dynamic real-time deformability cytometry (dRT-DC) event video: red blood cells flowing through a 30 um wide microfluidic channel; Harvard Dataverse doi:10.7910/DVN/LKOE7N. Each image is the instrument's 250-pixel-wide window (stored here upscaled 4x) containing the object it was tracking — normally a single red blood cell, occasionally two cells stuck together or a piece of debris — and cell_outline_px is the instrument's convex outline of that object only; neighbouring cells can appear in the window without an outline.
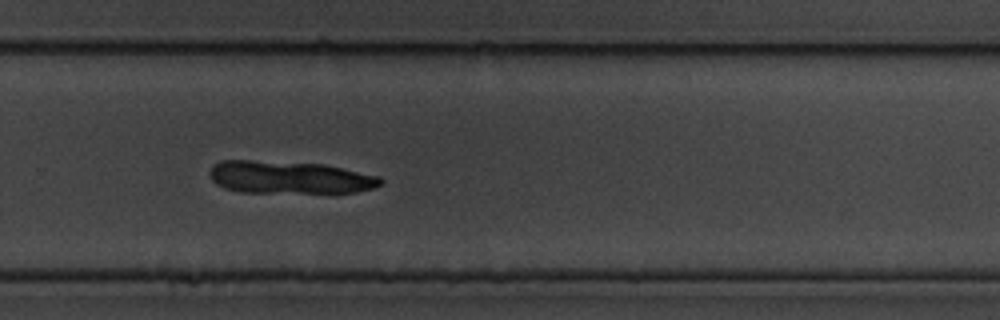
{"species": "common noctule bat (a hibernating species)", "species_latin": "Nyctalus noctula", "temperature_condition": "cold", "stored_images_in_passage": 41, "camera_frame_rate_fps": 3000, "um_per_image_px": 0.085, "animal": {"sex": "male", "body_mass_g": 19.5, "forearm_length_mm": 54.6}, "frame": {"image": 1, "passage_image": 22, "time_ms": 7.0, "image_size_px": [1000, 320], "cell_outline_px": [[384, 180], [380, 184], [372, 188], [356, 192], [240, 192], [224, 188], [216, 184], [212, 180], [208, 172], [212, 164], [220, 160], [252, 160], [324, 164], [380, 176]], "centroid_in_image_um": [24.55, 15.06], "position_along_channel_um": 305.2, "area_um2": 32.54}}
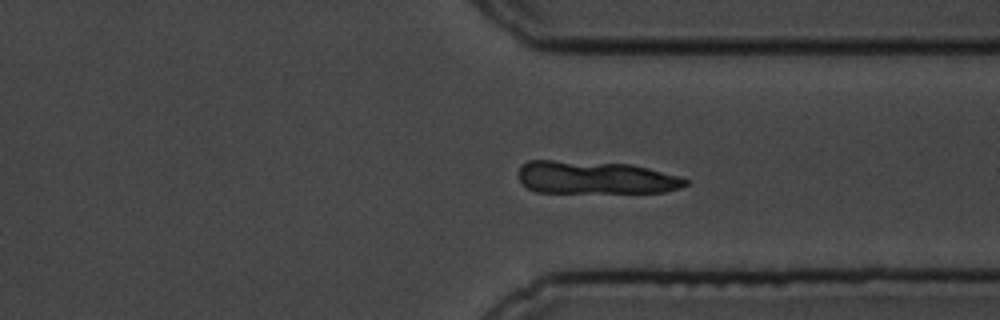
{"frame": {"image": 2, "passage_image": 27, "time_ms": 8.667, "image_size_px": [1000, 320], "cell_outline_px": [[688, 184], [680, 188], [664, 192], [536, 192], [528, 188], [520, 180], [520, 164], [528, 160], [552, 160], [632, 164], [684, 176], [688, 180]], "centroid_in_image_um": [50.66, 15.08], "position_along_channel_um": 360.7, "area_um2": 32.14}}
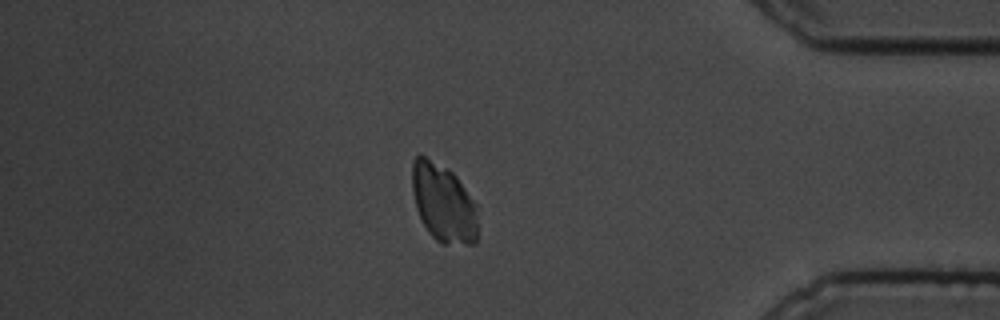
{"frame": {"image": 3, "passage_image": 33, "time_ms": 10.667, "image_size_px": [1000, 320], "cell_outline_px": [[480, 208], [476, 244], [440, 244], [428, 232], [416, 208], [412, 192], [412, 160], [420, 152], [448, 168], [456, 176]], "centroid_in_image_um": [37.72, 17.25], "position_along_channel_um": 397.5, "area_um2": 30.87}}